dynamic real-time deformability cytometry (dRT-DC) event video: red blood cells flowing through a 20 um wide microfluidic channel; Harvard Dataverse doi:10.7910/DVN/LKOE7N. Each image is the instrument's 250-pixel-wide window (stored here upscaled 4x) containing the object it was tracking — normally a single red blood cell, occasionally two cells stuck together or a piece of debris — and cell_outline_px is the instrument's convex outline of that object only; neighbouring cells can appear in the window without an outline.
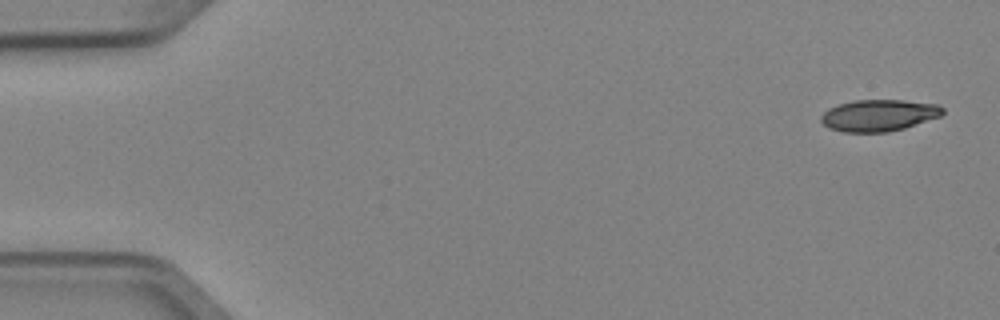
{"species": "Egyptian fruit bat (a non-hibernating species)", "species_latin": "Rousettus aegyptiacus", "temperature_condition": "cold", "stored_images_in_passage": 4, "camera_frame_rate_fps": 3000, "um_per_image_px": 0.085, "animal": {"sex": "female"}, "frame": {"image": 1, "passage_image": 1, "time_ms": 0.0, "image_size_px": [1000, 320], "cell_outline_px": [[944, 112], [940, 116], [904, 128], [888, 132], [844, 132], [828, 128], [820, 120], [820, 116], [828, 108], [840, 104], [856, 100], [900, 100], [940, 104], [944, 108]], "centroid_in_image_um": [74.7, 9.8], "position_along_channel_um": 10.3, "area_um2": 22.43}}
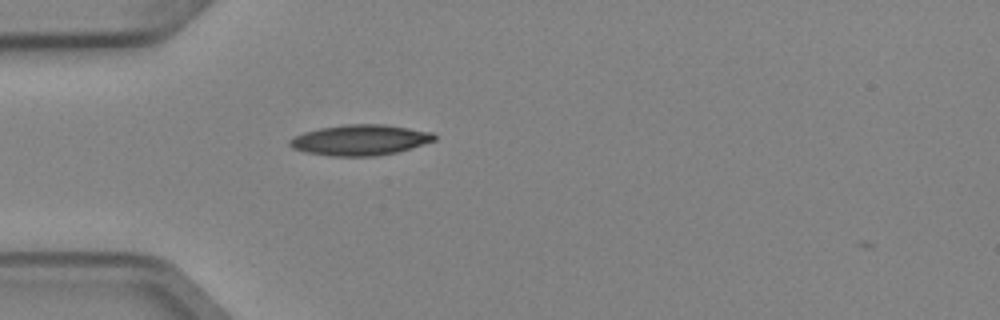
{"frame": {"image": 2, "passage_image": 4, "time_ms": 1.0, "image_size_px": [1000, 320], "cell_outline_px": [[436, 140], [412, 148], [396, 152], [376, 156], [332, 156], [304, 152], [292, 148], [288, 144], [288, 140], [304, 132], [320, 128], [344, 124], [384, 124], [432, 132], [436, 136]], "centroid_in_image_um": [30.6, 11.9], "position_along_channel_um": 54.4, "area_um2": 25.84}}